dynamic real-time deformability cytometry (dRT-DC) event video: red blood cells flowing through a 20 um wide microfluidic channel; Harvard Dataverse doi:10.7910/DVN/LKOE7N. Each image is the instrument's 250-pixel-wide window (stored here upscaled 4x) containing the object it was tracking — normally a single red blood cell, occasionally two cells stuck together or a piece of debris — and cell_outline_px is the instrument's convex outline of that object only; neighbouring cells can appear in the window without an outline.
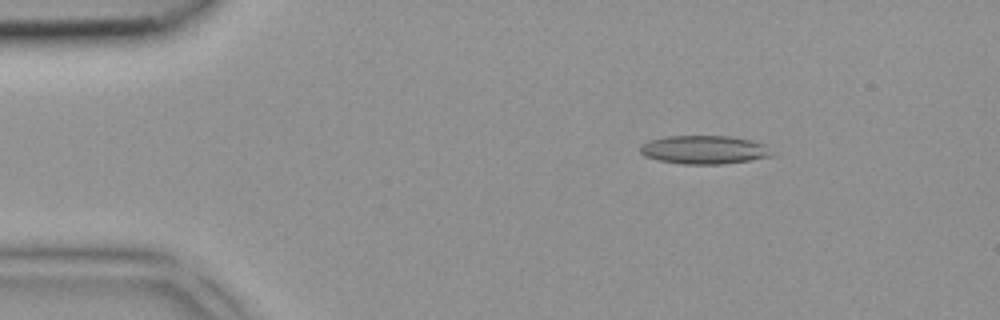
{"species": "common noctule bat (a hibernating species)", "species_latin": "Nyctalus noctula", "temperature_condition": "room temperature", "stored_images_in_passage": 2, "camera_frame_rate_fps": 3000, "um_per_image_px": 0.085, "animal": {"sex": "female", "body_mass_g": 18.4}, "frame": {"image": 1, "passage_image": 2, "time_ms": 0.333, "image_size_px": [1000, 320], "cell_outline_px": [[772, 156], [752, 160], [720, 164], [684, 164], [656, 160], [644, 156], [640, 152], [640, 144], [648, 140], [664, 136], [732, 136], [752, 140], [764, 144], [772, 152]], "centroid_in_image_um": [59.82, 12.72], "position_along_channel_um": 25.2, "area_um2": 22.08}}